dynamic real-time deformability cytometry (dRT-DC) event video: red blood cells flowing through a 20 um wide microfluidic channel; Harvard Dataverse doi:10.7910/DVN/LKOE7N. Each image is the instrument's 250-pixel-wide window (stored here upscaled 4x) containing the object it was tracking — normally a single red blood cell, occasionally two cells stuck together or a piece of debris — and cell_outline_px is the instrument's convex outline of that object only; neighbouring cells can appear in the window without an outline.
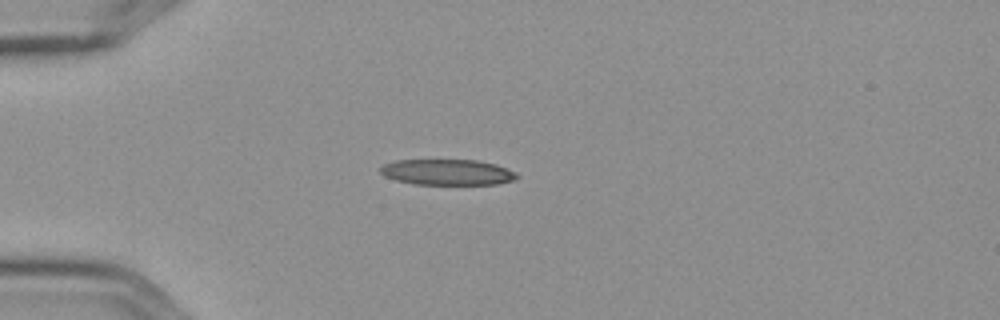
{"species": "Egyptian fruit bat (a non-hibernating species)", "species_latin": "Rousettus aegyptiacus", "temperature_condition": "cold", "stored_images_in_passage": 10, "camera_frame_rate_fps": 3000, "um_per_image_px": 0.085, "frame": {"image": 1, "passage_image": 4, "time_ms": 1.0, "image_size_px": [1000, 320], "cell_outline_px": [[520, 176], [512, 180], [496, 184], [412, 184], [396, 180], [384, 176], [380, 172], [380, 168], [384, 164], [396, 160], [476, 160], [496, 164], [516, 172]], "centroid_in_image_um": [38.01, 14.63], "position_along_channel_um": 47.0, "area_um2": 20.46}}
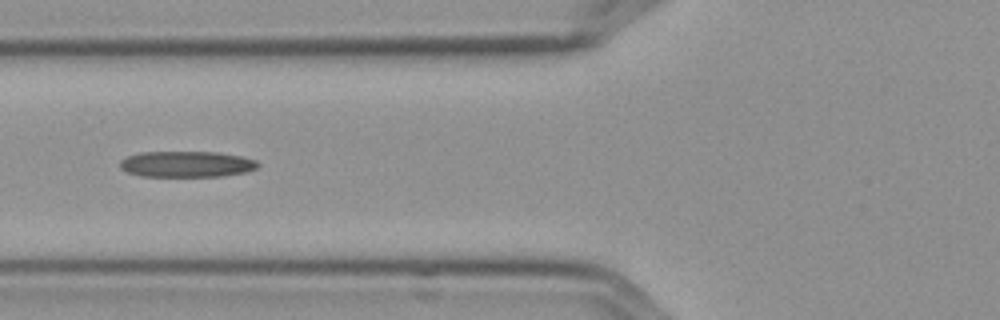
{"frame": {"image": 2, "passage_image": 6, "time_ms": 1.667, "image_size_px": [1000, 320], "cell_outline_px": [[260, 164], [256, 168], [248, 172], [220, 176], [140, 176], [128, 172], [120, 168], [120, 160], [128, 156], [140, 152], [216, 152], [240, 156], [256, 160]], "centroid_in_image_um": [15.87, 13.95], "position_along_channel_um": 109.9, "area_um2": 20.87}}
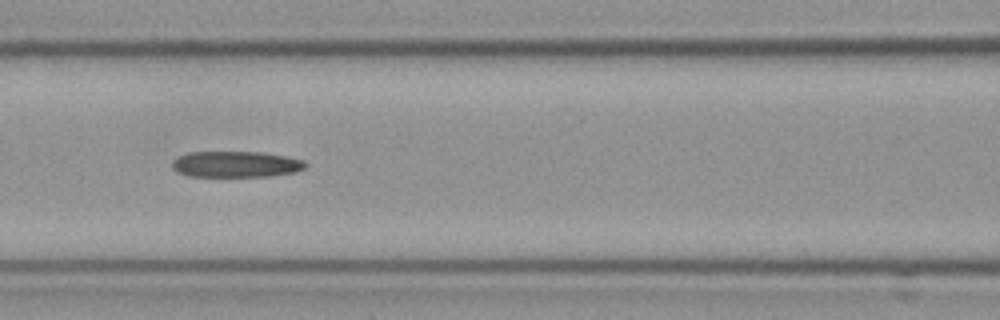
{"frame": {"image": 3, "passage_image": 7, "time_ms": 2.0, "image_size_px": [1000, 320], "cell_outline_px": [[308, 164], [304, 168], [296, 172], [272, 176], [188, 176], [176, 172], [172, 168], [172, 160], [188, 152], [260, 152], [284, 156], [304, 160]], "centroid_in_image_um": [20.04, 13.96], "position_along_channel_um": 146.6, "area_um2": 20.29}}